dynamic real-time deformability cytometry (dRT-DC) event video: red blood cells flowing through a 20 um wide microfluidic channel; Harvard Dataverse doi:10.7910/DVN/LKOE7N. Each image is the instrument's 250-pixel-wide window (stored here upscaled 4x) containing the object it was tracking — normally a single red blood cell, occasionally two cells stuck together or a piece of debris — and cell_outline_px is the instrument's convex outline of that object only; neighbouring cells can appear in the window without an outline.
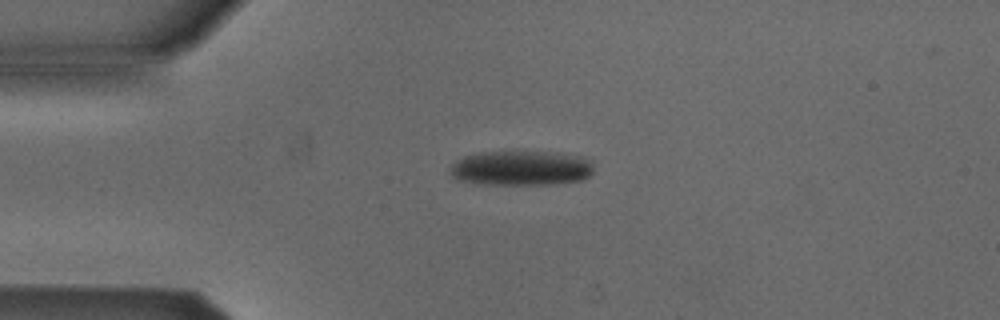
{"species": "Egyptian fruit bat (a non-hibernating species)", "species_latin": "Rousettus aegyptiacus", "temperature_condition": "cold", "stored_images_in_passage": 2, "camera_frame_rate_fps": 3000, "um_per_image_px": 0.085, "animal": {"sex": "male"}, "frame": {"image": 1, "passage_image": 1, "time_ms": 0.0, "image_size_px": [1000, 320], "cell_outline_px": [[592, 172], [588, 176], [580, 180], [548, 184], [480, 184], [460, 180], [452, 176], [452, 164], [456, 160], [464, 156], [480, 152], [560, 152], [580, 156], [592, 160]], "centroid_in_image_um": [44.31, 14.28], "position_along_channel_um": 40.7, "area_um2": 28.96}}